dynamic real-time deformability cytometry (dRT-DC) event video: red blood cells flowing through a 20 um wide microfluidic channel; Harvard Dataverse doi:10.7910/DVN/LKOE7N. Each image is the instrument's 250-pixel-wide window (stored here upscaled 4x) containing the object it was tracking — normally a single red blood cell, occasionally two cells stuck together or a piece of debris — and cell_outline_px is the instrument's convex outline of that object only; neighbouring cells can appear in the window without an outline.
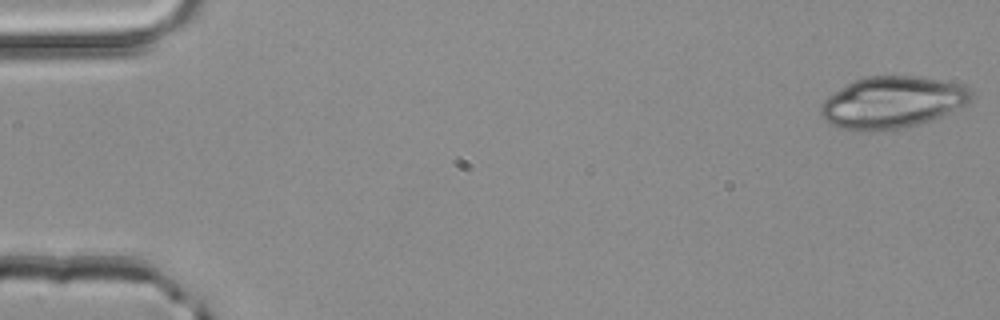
{"species": "common noctule bat (a hibernating species)", "species_latin": "Nyctalus noctula", "temperature_condition": "room temperature", "stored_images_in_passage": 4, "camera_frame_rate_fps": 3000, "um_per_image_px": 0.085, "animal": {"sex": "male", "body_mass_g": 20.4}, "frame": {"image": 1, "passage_image": 1, "time_ms": 0.0, "image_size_px": [1000, 320], "cell_outline_px": [[972, 100], [968, 104], [952, 112], [920, 124], [904, 128], [872, 132], [856, 132], [836, 128], [828, 124], [820, 116], [820, 104], [828, 96], [840, 88], [864, 76], [916, 76], [948, 80], [964, 84], [972, 92]], "centroid_in_image_um": [75.84, 8.72], "position_along_channel_um": 9.2, "area_um2": 46.47}}